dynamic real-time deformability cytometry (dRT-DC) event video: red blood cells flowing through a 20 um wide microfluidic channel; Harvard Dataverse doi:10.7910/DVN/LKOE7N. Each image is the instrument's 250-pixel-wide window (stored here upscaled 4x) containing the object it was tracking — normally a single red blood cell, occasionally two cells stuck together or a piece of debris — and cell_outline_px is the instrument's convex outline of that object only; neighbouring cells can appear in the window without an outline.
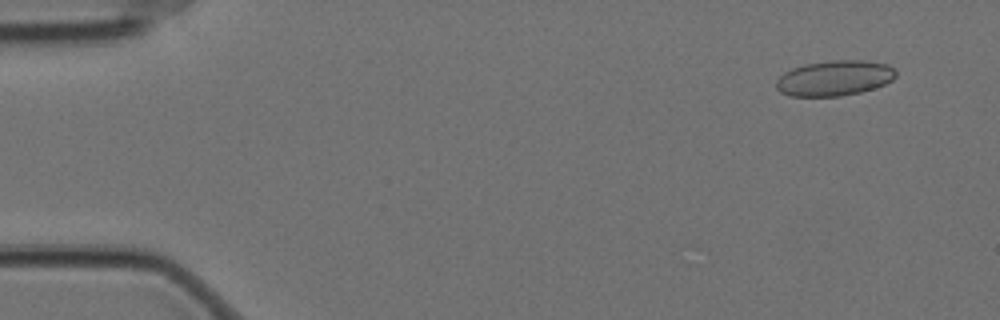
{"species": "Egyptian fruit bat (a non-hibernating species)", "species_latin": "Rousettus aegyptiacus", "temperature_condition": "cold", "stored_images_in_passage": 56, "camera_frame_rate_fps": 3000, "um_per_image_px": 0.085, "animal": {"sex": "female"}, "frame": {"image": 1, "passage_image": 4, "time_ms": 1.0, "image_size_px": [1000, 320], "cell_outline_px": [[896, 76], [892, 80], [884, 84], [860, 92], [840, 96], [792, 96], [780, 92], [776, 88], [776, 80], [784, 72], [792, 68], [804, 64], [832, 60], [864, 60], [888, 64], [896, 72]], "centroid_in_image_um": [70.91, 6.63], "position_along_channel_um": 14.1, "area_um2": 24.62}}
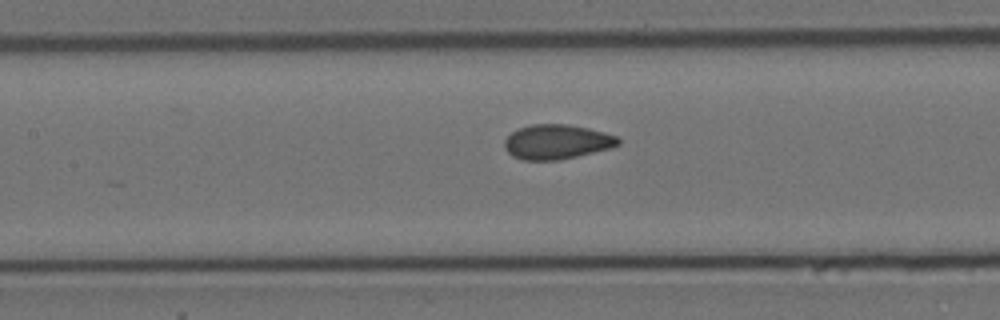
{"frame": {"image": 2, "passage_image": 26, "time_ms": 8.333, "image_size_px": [1000, 320], "cell_outline_px": [[620, 144], [608, 148], [560, 160], [524, 160], [512, 156], [504, 148], [504, 140], [512, 132], [520, 128], [532, 124], [568, 124], [588, 128], [604, 132], [616, 136], [620, 140]], "centroid_in_image_um": [47.3, 12.05], "position_along_channel_um": 160.1, "area_um2": 22.77}}
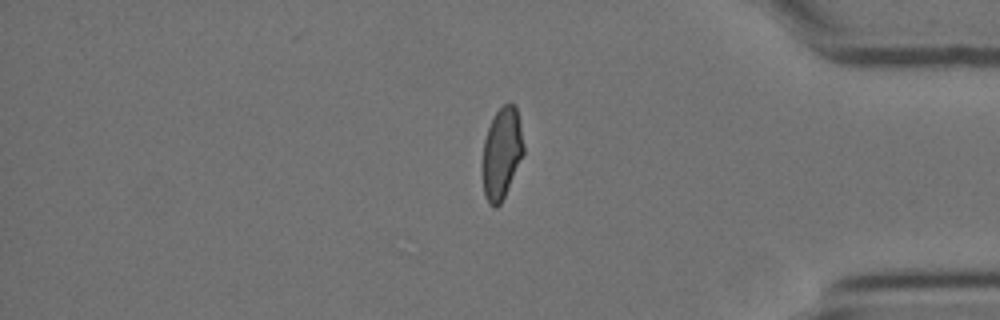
{"frame": {"image": 3, "passage_image": 48, "time_ms": 15.667, "image_size_px": [1000, 320], "cell_outline_px": [[524, 152], [504, 196], [500, 204], [496, 208], [492, 208], [488, 204], [484, 196], [484, 140], [488, 128], [496, 112], [508, 100], [516, 104], [524, 144]], "centroid_in_image_um": [42.66, 12.99], "position_along_channel_um": 392.5, "area_um2": 21.56}}